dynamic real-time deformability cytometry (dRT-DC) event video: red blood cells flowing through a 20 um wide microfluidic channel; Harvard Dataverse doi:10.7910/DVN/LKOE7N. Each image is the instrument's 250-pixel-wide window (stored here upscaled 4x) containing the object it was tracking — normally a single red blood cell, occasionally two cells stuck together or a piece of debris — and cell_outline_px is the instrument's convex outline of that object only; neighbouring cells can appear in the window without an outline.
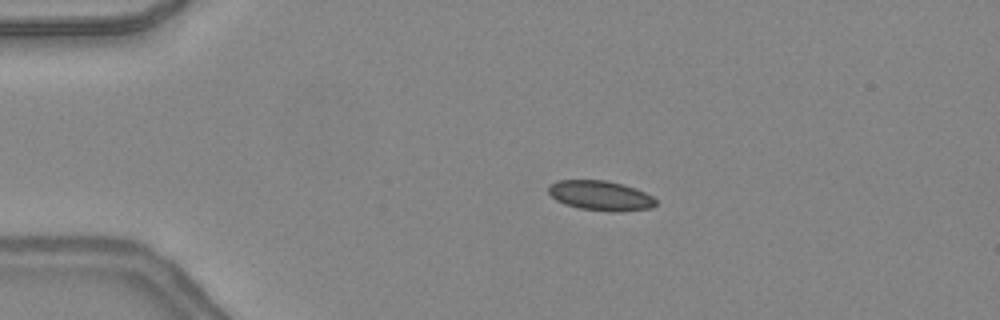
{"species": "common noctule bat (a hibernating species)", "species_latin": "Nyctalus noctula", "temperature_condition": "warm", "stored_images_in_passage": 5, "camera_frame_rate_fps": 3000, "um_per_image_px": 0.085, "animal": {"sex": "female", "body_mass_g": 24.6, "forearm_length_mm": 56.2}, "frame": {"image": 1, "passage_image": 3, "time_ms": 0.667, "image_size_px": [1000, 320], "cell_outline_px": [[656, 204], [652, 208], [620, 212], [612, 212], [580, 208], [564, 204], [556, 200], [548, 192], [548, 188], [556, 180], [608, 180], [624, 184], [636, 188], [652, 196], [656, 200]], "centroid_in_image_um": [51.07, 16.62], "position_along_channel_um": 33.9, "area_um2": 18.79}}